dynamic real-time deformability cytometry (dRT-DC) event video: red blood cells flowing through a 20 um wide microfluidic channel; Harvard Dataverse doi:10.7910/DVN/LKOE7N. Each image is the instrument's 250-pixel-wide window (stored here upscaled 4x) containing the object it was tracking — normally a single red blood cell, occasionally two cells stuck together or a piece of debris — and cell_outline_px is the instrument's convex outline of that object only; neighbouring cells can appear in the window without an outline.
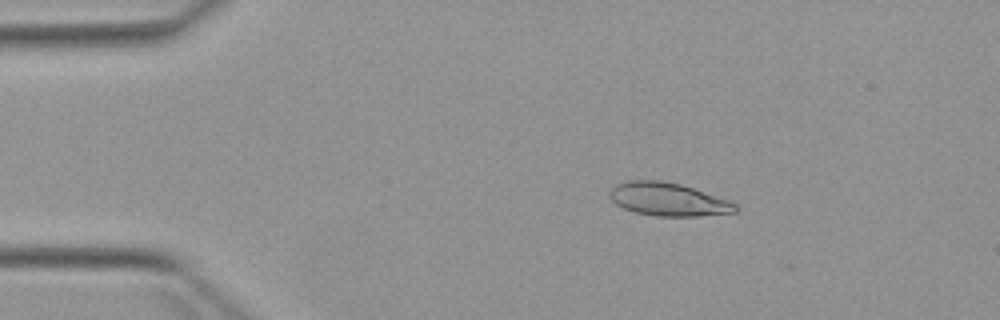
{"species": "Egyptian fruit bat (a non-hibernating species)", "species_latin": "Rousettus aegyptiacus", "temperature_condition": "warm", "stored_images_in_passage": 3, "camera_frame_rate_fps": 3000, "um_per_image_px": 0.085, "animal": {"sex": "female"}, "frame": {"image": 1, "passage_image": 1, "time_ms": 0.0, "image_size_px": [1000, 320], "cell_outline_px": [[740, 208], [736, 212], [696, 216], [656, 216], [636, 212], [624, 208], [616, 204], [608, 196], [608, 192], [616, 184], [628, 180], [660, 180], [680, 184], [728, 200], [736, 204]], "centroid_in_image_um": [56.77, 16.94], "position_along_channel_um": 28.2, "area_um2": 24.16}}
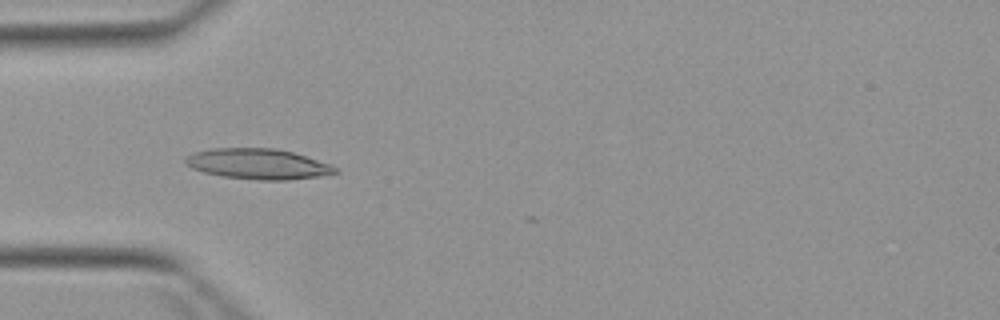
{"frame": {"image": 2, "passage_image": 3, "time_ms": 2.333, "image_size_px": [1000, 320], "cell_outline_px": [[340, 172], [320, 176], [288, 180], [256, 180], [220, 176], [204, 172], [192, 168], [184, 164], [184, 156], [192, 152], [208, 148], [276, 148], [292, 152], [328, 164], [336, 168]], "centroid_in_image_um": [21.84, 13.93], "position_along_channel_um": 63.2, "area_um2": 26.76}}